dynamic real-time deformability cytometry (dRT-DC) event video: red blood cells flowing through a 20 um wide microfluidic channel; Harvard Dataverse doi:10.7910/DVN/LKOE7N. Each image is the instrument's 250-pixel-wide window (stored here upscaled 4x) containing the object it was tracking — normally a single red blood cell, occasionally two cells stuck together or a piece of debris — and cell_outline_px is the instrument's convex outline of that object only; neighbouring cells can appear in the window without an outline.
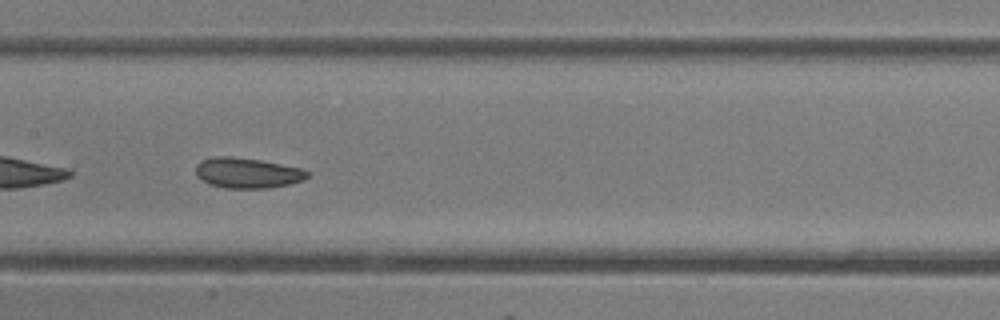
{"species": "common noctule bat (a hibernating species)", "species_latin": "Nyctalus noctula", "temperature_condition": "room temperature", "stored_images_in_passage": 44, "camera_frame_rate_fps": 3000, "um_per_image_px": 0.085, "animal": {"sex": "female"}, "frame": {"image": 1, "passage_image": 24, "time_ms": 7.667, "image_size_px": [1000, 320], "cell_outline_px": [[308, 176], [304, 180], [288, 184], [268, 188], [224, 188], [208, 184], [196, 176], [196, 164], [200, 160], [212, 156], [232, 156], [260, 160], [300, 168], [308, 172]], "centroid_in_image_um": [20.96, 14.69], "position_along_channel_um": 186.4, "area_um2": 19.83}}
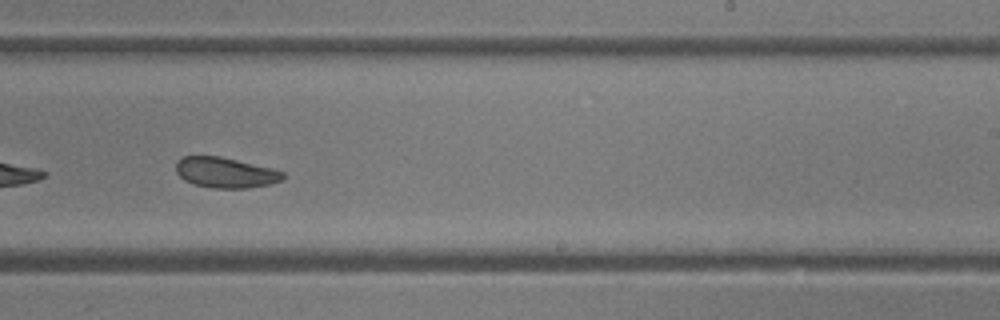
{"frame": {"image": 2, "passage_image": 30, "time_ms": 9.667, "image_size_px": [1000, 320], "cell_outline_px": [[284, 180], [268, 184], [248, 188], [212, 188], [192, 184], [184, 180], [176, 172], [176, 160], [180, 156], [220, 156], [272, 168], [284, 172]], "centroid_in_image_um": [19.13, 14.66], "position_along_channel_um": 269.9, "area_um2": 19.13}, "authors_computed_cell_mechanics": {"area_um2": 20.5768, "velocity_mm_per_s": 4.2023, "shape_relaxation_time_tau1_ms": 4.5184, "shape_relaxation_time_tau2_ms": 2.3071, "deformation_change_tau1": 0.0865, "deformation_change_tau2": 0.0857}}